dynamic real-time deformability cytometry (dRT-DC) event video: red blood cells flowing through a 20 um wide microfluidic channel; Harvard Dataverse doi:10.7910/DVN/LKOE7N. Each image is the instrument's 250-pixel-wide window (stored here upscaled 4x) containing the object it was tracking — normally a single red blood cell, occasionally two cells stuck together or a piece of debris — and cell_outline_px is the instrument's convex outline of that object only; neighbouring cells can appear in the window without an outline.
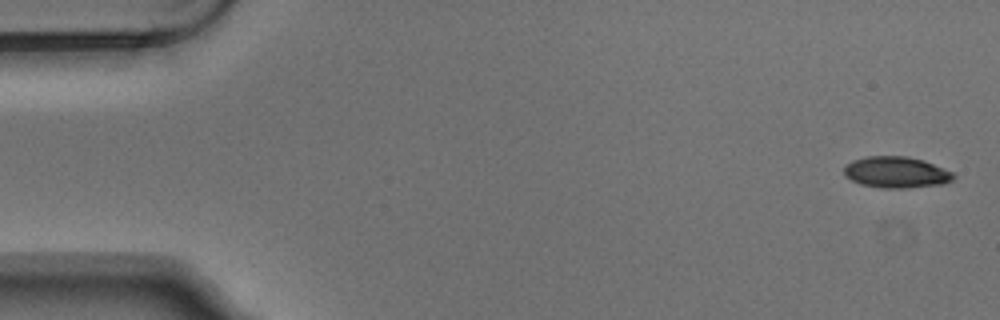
{"species": "Egyptian fruit bat (a non-hibernating species)", "species_latin": "Rousettus aegyptiacus", "temperature_condition": "warm", "stored_images_in_passage": 5, "camera_frame_rate_fps": 3000, "um_per_image_px": 0.085, "animal": {"sex": "male"}, "frame": {"image": 1, "passage_image": 1, "time_ms": 0.0, "image_size_px": [1000, 320], "cell_outline_px": [[956, 176], [952, 180], [944, 184], [908, 188], [880, 188], [860, 184], [844, 176], [844, 168], [852, 160], [864, 156], [908, 156], [924, 160], [952, 172]], "centroid_in_image_um": [76.18, 14.64], "position_along_channel_um": 8.8, "area_um2": 20.11}}
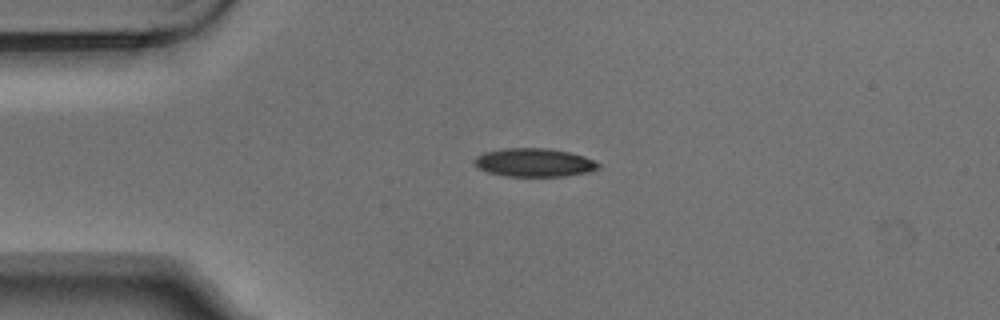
{"frame": {"image": 2, "passage_image": 4, "time_ms": 1.0, "image_size_px": [1000, 320], "cell_outline_px": [[600, 168], [588, 172], [564, 176], [504, 176], [488, 172], [480, 168], [472, 160], [476, 156], [484, 152], [504, 148], [548, 148], [568, 152], [584, 156], [600, 164]], "centroid_in_image_um": [45.39, 13.81], "position_along_channel_um": 39.6, "area_um2": 20.46}}